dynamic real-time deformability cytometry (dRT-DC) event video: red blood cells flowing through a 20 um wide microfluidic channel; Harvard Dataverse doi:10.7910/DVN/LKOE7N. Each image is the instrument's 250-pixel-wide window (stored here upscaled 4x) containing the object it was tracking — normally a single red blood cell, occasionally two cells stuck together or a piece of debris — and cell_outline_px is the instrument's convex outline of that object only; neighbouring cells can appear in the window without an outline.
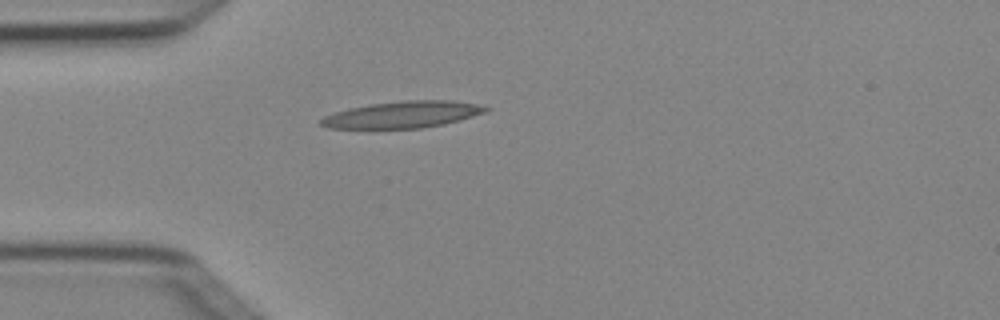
{"species": "Egyptian fruit bat (a non-hibernating species)", "species_latin": "Rousettus aegyptiacus", "temperature_condition": "cold", "stored_images_in_passage": 1, "camera_frame_rate_fps": 3000, "um_per_image_px": 0.085, "animal": {"sex": "female"}, "frame": {"image": 1, "passage_image": 1, "time_ms": 0.0, "image_size_px": [1000, 320], "cell_outline_px": [[492, 108], [488, 112], [460, 120], [444, 124], [424, 128], [328, 128], [320, 124], [320, 120], [324, 116], [348, 108], [368, 104], [404, 100], [452, 100], [476, 104]], "centroid_in_image_um": [34.27, 9.73], "position_along_channel_um": 50.7, "area_um2": 25.72}}